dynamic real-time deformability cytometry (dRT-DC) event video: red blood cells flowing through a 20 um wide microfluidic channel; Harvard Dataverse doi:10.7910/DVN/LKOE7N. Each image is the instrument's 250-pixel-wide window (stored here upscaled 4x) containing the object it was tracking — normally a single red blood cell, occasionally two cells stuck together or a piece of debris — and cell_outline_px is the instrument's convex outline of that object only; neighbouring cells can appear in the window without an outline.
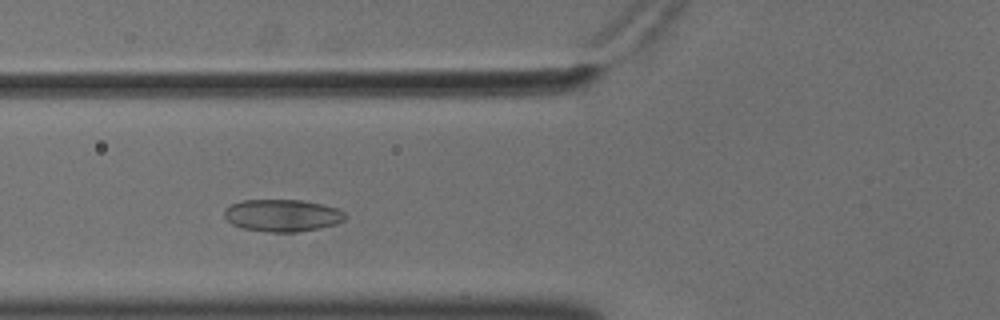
{"species": "common noctule bat (a hibernating species)", "species_latin": "Nyctalus noctula", "temperature_condition": "cold", "stored_images_in_passage": 12, "camera_frame_rate_fps": 3000, "um_per_image_px": 0.085, "animal": {"sex": "male", "body_mass_g": 18.8}, "frame": {"image": 1, "passage_image": 7, "time_ms": 2.0, "image_size_px": [1000, 320], "cell_outline_px": [[348, 216], [344, 220], [336, 224], [296, 232], [268, 232], [244, 228], [232, 224], [224, 216], [224, 208], [240, 200], [304, 200], [324, 204], [336, 208], [344, 212]], "centroid_in_image_um": [24.0, 18.3], "position_along_channel_um": 101.8, "area_um2": 22.72}}
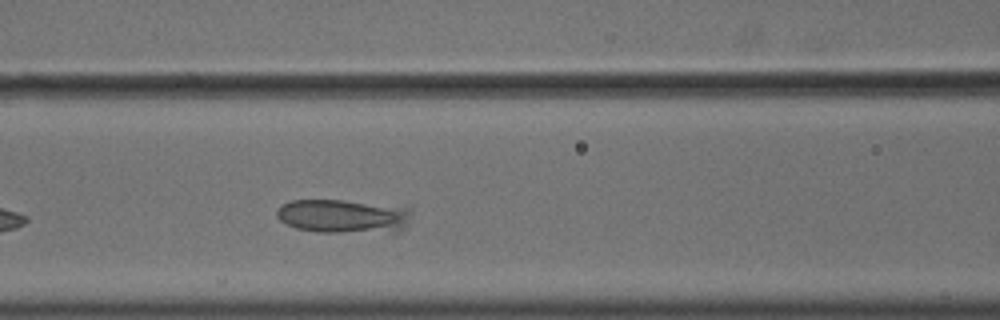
{"frame": {"image": 2, "passage_image": 10, "time_ms": 3.0, "image_size_px": [1000, 320], "cell_outline_px": [[408, 224], [400, 232], [316, 232], [296, 228], [280, 220], [276, 216], [276, 212], [280, 204], [292, 200], [344, 200], [408, 208]], "centroid_in_image_um": [29.12, 18.39], "position_along_channel_um": 137.5, "area_um2": 26.41}}